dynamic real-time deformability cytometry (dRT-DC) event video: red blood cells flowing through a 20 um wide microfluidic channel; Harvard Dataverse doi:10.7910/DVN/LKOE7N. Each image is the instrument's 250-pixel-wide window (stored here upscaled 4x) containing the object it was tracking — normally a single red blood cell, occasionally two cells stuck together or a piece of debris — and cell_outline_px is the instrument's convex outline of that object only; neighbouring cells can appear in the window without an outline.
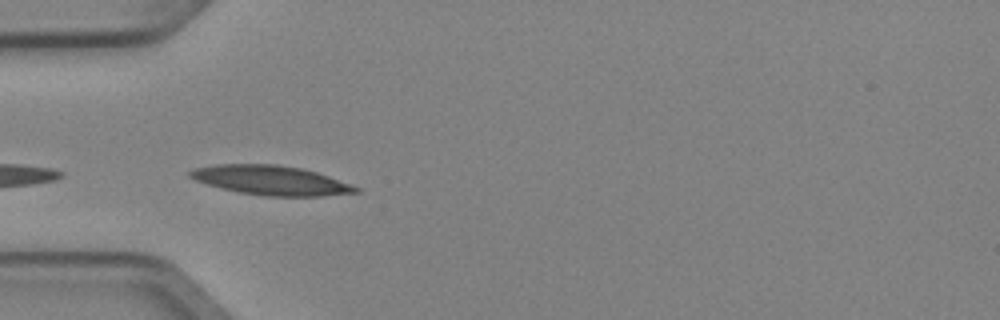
{"species": "Egyptian fruit bat (a non-hibernating species)", "species_latin": "Rousettus aegyptiacus", "temperature_condition": "cold", "stored_images_in_passage": 5, "camera_frame_rate_fps": 3000, "um_per_image_px": 0.085, "animal": {"sex": "female"}, "frame": {"image": 1, "passage_image": 3, "time_ms": 0.667, "image_size_px": [1000, 320], "cell_outline_px": [[360, 192], [324, 196], [264, 196], [240, 192], [208, 184], [196, 180], [188, 176], [188, 172], [192, 168], [216, 164], [276, 164], [300, 168], [316, 172], [328, 176], [360, 188]], "centroid_in_image_um": [23.02, 15.32], "position_along_channel_um": 62.0, "area_um2": 28.21}}
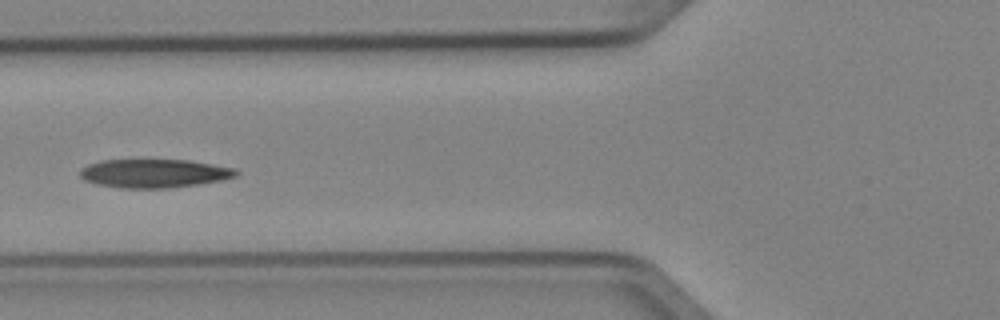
{"frame": {"image": 2, "passage_image": 4, "time_ms": 1.0, "image_size_px": [1000, 320], "cell_outline_px": [[240, 172], [236, 176], [224, 180], [172, 188], [120, 188], [96, 184], [84, 180], [80, 176], [80, 168], [88, 164], [100, 160], [188, 160], [236, 168]], "centroid_in_image_um": [13.11, 14.74], "position_along_channel_um": 112.7, "area_um2": 26.24}}